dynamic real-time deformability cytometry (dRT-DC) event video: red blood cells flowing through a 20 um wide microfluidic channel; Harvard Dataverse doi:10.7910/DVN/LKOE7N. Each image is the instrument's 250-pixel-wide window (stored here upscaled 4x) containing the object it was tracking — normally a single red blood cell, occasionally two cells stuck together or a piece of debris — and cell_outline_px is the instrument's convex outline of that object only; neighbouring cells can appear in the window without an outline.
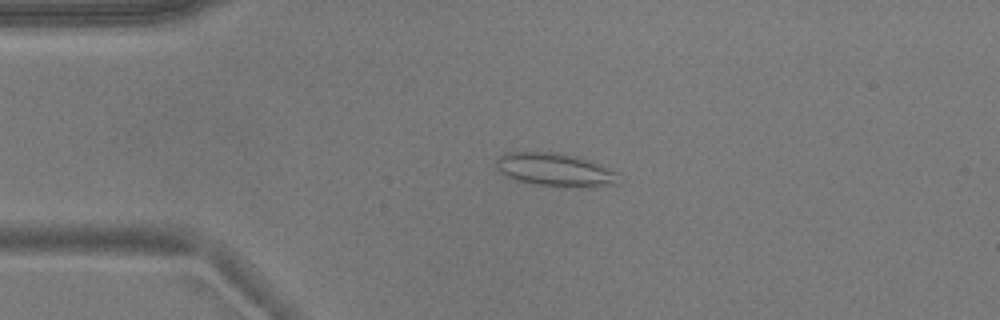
{"species": "common noctule bat (a hibernating species)", "species_latin": "Nyctalus noctula", "temperature_condition": "warm", "stored_images_in_passage": 3, "camera_frame_rate_fps": 3000, "um_per_image_px": 0.085, "animal": {"sex": "male", "body_mass_g": 17.9}, "frame": {"image": 1, "passage_image": 2, "time_ms": 1.333, "image_size_px": [1000, 320], "cell_outline_px": [[616, 184], [564, 188], [536, 184], [516, 180], [500, 172], [496, 168], [496, 160], [504, 152], [560, 152], [580, 156], [616, 172]], "centroid_in_image_um": [47.12, 14.41], "position_along_channel_um": 37.9, "area_um2": 23.64}}